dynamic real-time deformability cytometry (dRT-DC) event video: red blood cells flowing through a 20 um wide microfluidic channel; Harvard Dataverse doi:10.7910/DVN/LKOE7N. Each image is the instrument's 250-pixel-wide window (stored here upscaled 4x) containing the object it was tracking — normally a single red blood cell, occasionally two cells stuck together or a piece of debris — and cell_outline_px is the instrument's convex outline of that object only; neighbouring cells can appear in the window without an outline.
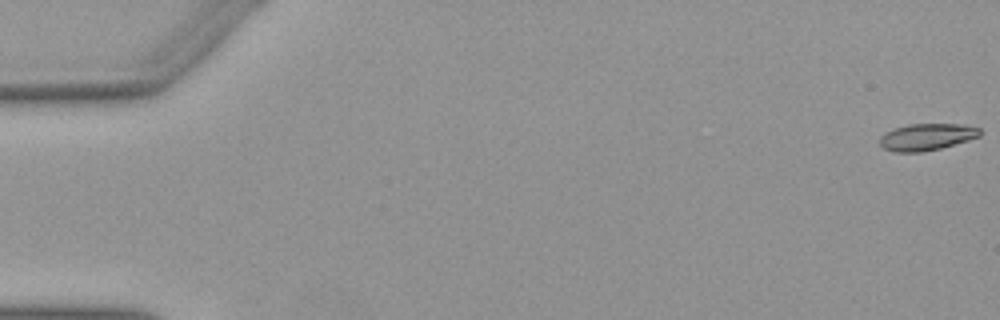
{"species": "Egyptian fruit bat (a non-hibernating species)", "species_latin": "Rousettus aegyptiacus", "temperature_condition": "warm", "stored_images_in_passage": 53, "camera_frame_rate_fps": 3000, "um_per_image_px": 0.085, "animal": {"sex": "female"}, "frame": {"image": 1, "passage_image": 1, "time_ms": 0.0, "image_size_px": [1000, 320], "cell_outline_px": [[980, 136], [968, 140], [940, 148], [920, 152], [892, 152], [884, 148], [880, 144], [880, 136], [896, 128], [908, 124], [964, 124], [980, 128]], "centroid_in_image_um": [78.78, 11.64], "position_along_channel_um": 6.2, "area_um2": 15.49}}
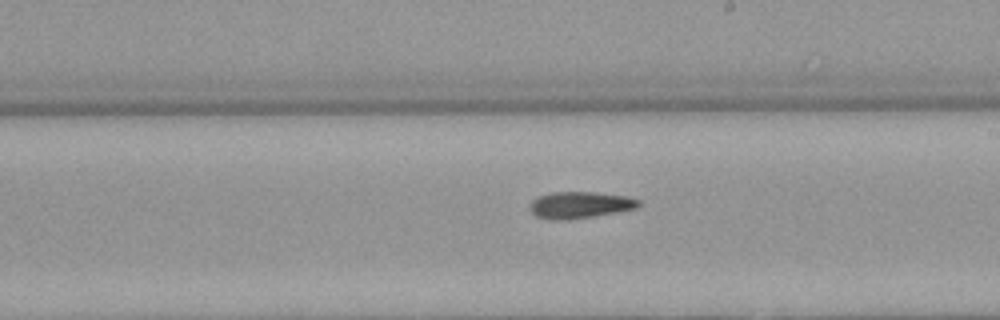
{"frame": {"image": 2, "passage_image": 31, "time_ms": 10.0, "image_size_px": [1000, 320], "cell_outline_px": [[640, 204], [636, 208], [616, 212], [568, 220], [548, 220], [536, 216], [528, 208], [532, 200], [536, 196], [552, 192], [592, 192], [628, 196], [640, 200]], "centroid_in_image_um": [49.24, 17.42], "position_along_channel_um": 239.8, "area_um2": 16.99}}
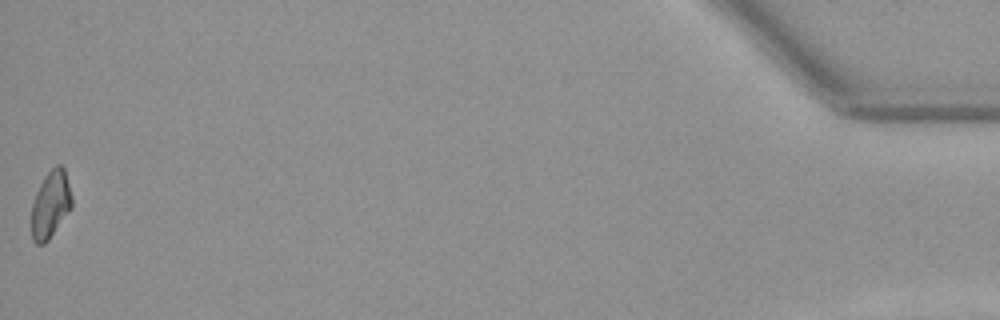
{"frame": {"image": 3, "passage_image": 53, "time_ms": 17.333, "image_size_px": [1000, 320], "cell_outline_px": [[72, 208], [48, 240], [44, 244], [36, 244], [32, 240], [32, 204], [36, 192], [44, 176], [56, 164], [60, 164], [64, 168], [72, 196]], "centroid_in_image_um": [4.3, 17.38], "position_along_channel_um": 430.9, "area_um2": 15.78}, "authors_computed_cell_mechanics": {"area_um2": 16.473, "velocity_mm_per_s": 3.9433, "shape_relaxation_time_tau1_ms": 9.3516, "shape_relaxation_time_tau2_ms": 5.511, "deformation_change_tau1": 0.2591, "deformation_change_tau2": 0.144}}